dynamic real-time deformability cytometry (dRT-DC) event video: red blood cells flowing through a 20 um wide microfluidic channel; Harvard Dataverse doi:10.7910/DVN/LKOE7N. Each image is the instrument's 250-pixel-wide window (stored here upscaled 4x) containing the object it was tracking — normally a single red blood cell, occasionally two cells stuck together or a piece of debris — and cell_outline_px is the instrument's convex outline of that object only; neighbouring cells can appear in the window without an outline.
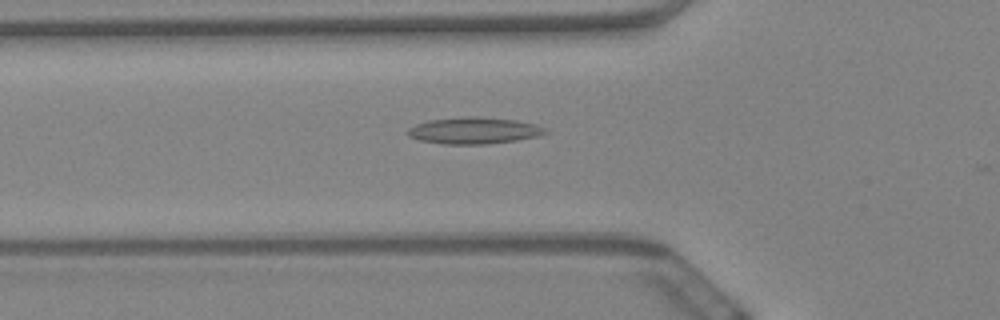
{"species": "Egyptian fruit bat (a non-hibernating species)", "species_latin": "Rousettus aegyptiacus", "temperature_condition": "warm", "stored_images_in_passage": 22, "camera_frame_rate_fps": 3000, "um_per_image_px": 0.085, "animal": {"sex": "female"}, "frame": {"image": 1, "passage_image": 3, "time_ms": 0.667, "image_size_px": [1000, 320], "cell_outline_px": [[548, 132], [536, 136], [516, 140], [484, 144], [444, 144], [420, 140], [408, 136], [404, 132], [408, 128], [416, 124], [428, 120], [460, 116], [476, 116], [516, 120], [536, 124], [544, 128]], "centroid_in_image_um": [40.22, 11.08], "position_along_channel_um": 85.6, "area_um2": 21.39}}
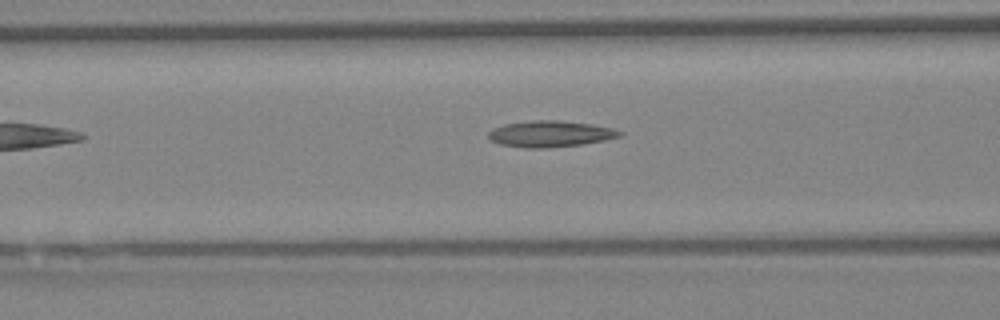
{"frame": {"image": 2, "passage_image": 6, "time_ms": 1.667, "image_size_px": [1000, 320], "cell_outline_px": [[624, 132], [620, 136], [604, 140], [580, 144], [544, 148], [528, 148], [500, 144], [492, 140], [488, 136], [488, 132], [504, 124], [532, 120], [560, 120], [592, 124], [612, 128]], "centroid_in_image_um": [46.78, 11.37], "position_along_channel_um": 119.8, "area_um2": 19.83}}
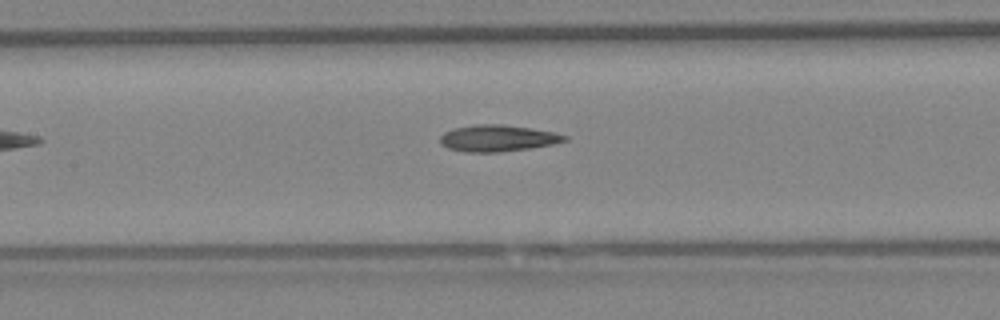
{"frame": {"image": 3, "passage_image": 10, "time_ms": 3.0, "image_size_px": [1000, 320], "cell_outline_px": [[568, 140], [552, 144], [532, 148], [500, 152], [464, 152], [448, 148], [440, 144], [440, 136], [444, 132], [452, 128], [472, 124], [504, 124], [532, 128], [556, 132], [568, 136]], "centroid_in_image_um": [42.3, 11.74], "position_along_channel_um": 165.1, "area_um2": 19.59}}